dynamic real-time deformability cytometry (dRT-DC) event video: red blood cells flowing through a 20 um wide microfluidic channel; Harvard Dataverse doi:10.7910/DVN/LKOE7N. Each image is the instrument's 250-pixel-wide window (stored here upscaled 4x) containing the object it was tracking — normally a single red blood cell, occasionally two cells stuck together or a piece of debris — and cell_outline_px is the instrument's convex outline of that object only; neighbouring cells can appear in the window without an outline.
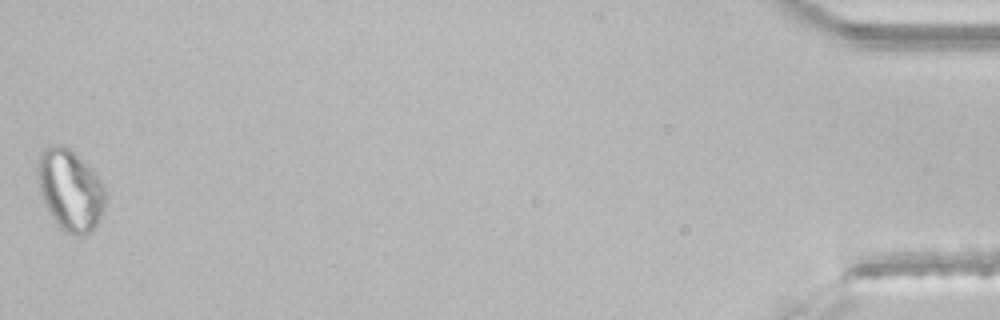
{"species": "common noctule bat (a hibernating species)", "species_latin": "Nyctalus noctula", "temperature_condition": "room temperature", "stored_images_in_passage": 45, "segment_of_instrument_passage": [2, 2], "camera_frame_rate_fps": 3000, "um_per_image_px": 0.085, "animal": {"sex": "male", "body_mass_g": 21.5, "forearm_length_mm": 52.0}, "frame": {"image": 1, "passage_image": 45, "time_ms": 14.667, "image_size_px": [1000, 320], "cell_outline_px": [[104, 204], [100, 216], [92, 232], [84, 236], [76, 236], [64, 232], [60, 228], [44, 204], [40, 192], [36, 172], [36, 168], [40, 156], [44, 148], [48, 144], [60, 144], [68, 148], [100, 180], [104, 188]], "centroid_in_image_um": [5.91, 16.18], "position_along_channel_um": 429.3, "area_um2": 31.62}}